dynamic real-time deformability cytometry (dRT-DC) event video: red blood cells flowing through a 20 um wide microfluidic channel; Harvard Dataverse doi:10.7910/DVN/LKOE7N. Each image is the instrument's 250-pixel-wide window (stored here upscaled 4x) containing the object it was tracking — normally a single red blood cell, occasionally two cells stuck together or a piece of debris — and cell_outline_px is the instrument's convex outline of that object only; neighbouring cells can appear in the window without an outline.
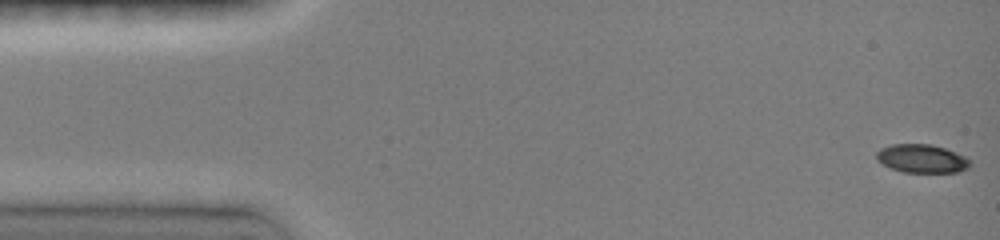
{"species": "common noctule bat (a hibernating species)", "species_latin": "Nyctalus noctula", "temperature_condition": "room temperature", "stored_images_in_passage": 47, "camera_frame_rate_fps": 3000, "um_per_image_px": 0.085, "animal": {"sex": "female", "body_mass_g": 19.0, "forearm_length_mm": 51.5}, "frame": {"image": 1, "passage_image": 1, "time_ms": 0.0, "image_size_px": [1000, 240], "cell_outline_px": [[968, 168], [956, 172], [904, 172], [892, 168], [884, 164], [876, 156], [876, 152], [880, 148], [892, 144], [928, 144], [944, 148], [964, 156], [968, 160]], "centroid_in_image_um": [78.33, 13.47], "position_along_channel_um": 6.7, "area_um2": 15.09}}
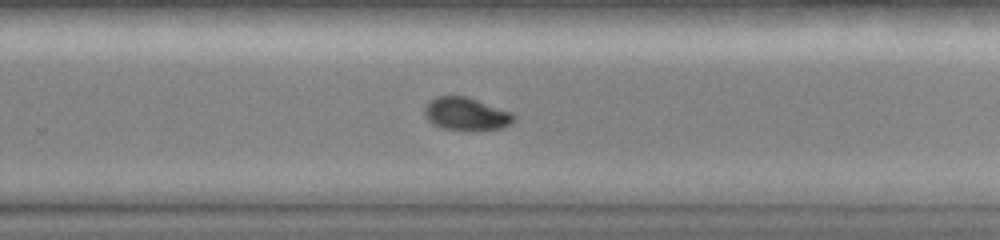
{"frame": {"image": 2, "passage_image": 31, "time_ms": 10.0, "image_size_px": [1000, 240], "cell_outline_px": [[516, 120], [500, 128], [476, 132], [444, 128], [432, 124], [428, 120], [424, 112], [424, 108], [436, 96], [468, 96], [512, 112], [516, 116]], "centroid_in_image_um": [39.66, 9.7], "position_along_channel_um": 290.1, "area_um2": 17.34}}
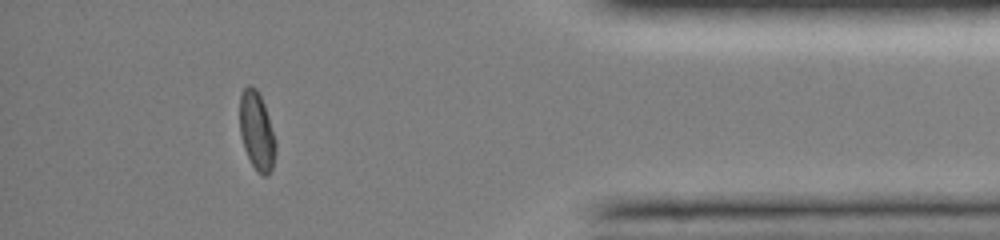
{"frame": {"image": 3, "passage_image": 42, "time_ms": 13.667, "image_size_px": [1000, 240], "cell_outline_px": [[276, 152], [272, 168], [268, 176], [260, 176], [256, 172], [244, 148], [240, 132], [240, 96], [244, 88], [248, 84], [252, 84], [256, 88], [264, 104], [276, 140]], "centroid_in_image_um": [21.83, 11.16], "position_along_channel_um": 413.4, "area_um2": 16.53}, "authors_computed_cell_mechanics": {"area_um2": 16.8198, "velocity_mm_per_s": 4.0881, "shape_relaxation_time_tau1_ms": null, "shape_relaxation_time_tau2_ms": 3.9616, "deformation_change_tau1": null, "deformation_change_tau2": 0.0475}}